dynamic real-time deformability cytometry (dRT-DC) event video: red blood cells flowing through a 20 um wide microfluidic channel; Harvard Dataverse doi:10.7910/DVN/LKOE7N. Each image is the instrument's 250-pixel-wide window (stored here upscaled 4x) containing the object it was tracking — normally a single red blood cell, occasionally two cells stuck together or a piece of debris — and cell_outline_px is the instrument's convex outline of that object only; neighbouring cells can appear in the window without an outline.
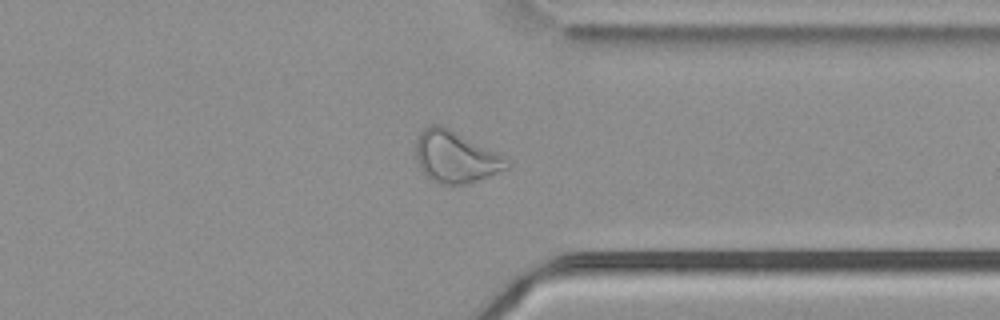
{"species": "common noctule bat (a hibernating species)", "species_latin": "Nyctalus noctula", "temperature_condition": "cold", "stored_images_in_passage": 43, "camera_frame_rate_fps": 3000, "um_per_image_px": 0.085, "animal": {"sex": "male", "body_mass_g": 21.5, "forearm_length_mm": 52.0}, "frame": {"image": 1, "passage_image": 31, "time_ms": 10.0, "image_size_px": [1000, 320], "cell_outline_px": [[508, 168], [468, 184], [436, 184], [420, 168], [416, 160], [416, 140], [420, 132], [424, 128], [432, 124], [440, 124], [496, 152], [508, 164]], "centroid_in_image_um": [38.65, 13.34], "position_along_channel_um": 372.7, "area_um2": 26.82}, "authors_computed_cell_mechanics": {"area_um2": 26.4146, "velocity_mm_per_s": 3.7079, "shape_relaxation_time_tau1_ms": null, "shape_relaxation_time_tau2_ms": 4.3447, "deformation_change_tau1": null, "deformation_change_tau2": 0.1173}}